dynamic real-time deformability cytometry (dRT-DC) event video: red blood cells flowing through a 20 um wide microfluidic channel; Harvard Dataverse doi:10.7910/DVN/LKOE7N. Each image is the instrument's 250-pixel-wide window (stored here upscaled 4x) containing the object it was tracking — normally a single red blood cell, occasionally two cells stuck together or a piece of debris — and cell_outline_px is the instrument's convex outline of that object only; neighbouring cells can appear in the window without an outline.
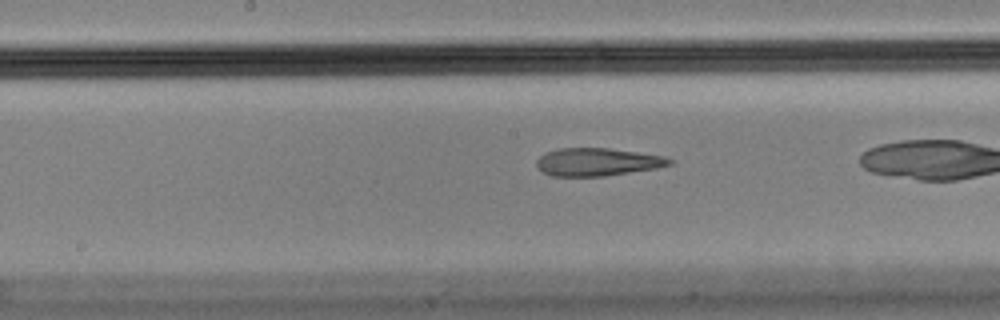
{"species": "Egyptian fruit bat (a non-hibernating species)", "species_latin": "Rousettus aegyptiacus", "temperature_condition": "cold", "stored_images_in_passage": 35, "camera_frame_rate_fps": 3000, "um_per_image_px": 0.085, "animal": {"sex": "male"}, "frame": {"image": 1, "passage_image": 22, "time_ms": 7.0, "image_size_px": [1000, 320], "cell_outline_px": [[676, 160], [672, 164], [656, 168], [604, 176], [552, 176], [544, 172], [536, 164], [536, 160], [540, 156], [548, 152], [560, 148], [608, 148], [664, 156]], "centroid_in_image_um": [50.81, 13.76], "position_along_channel_um": 197.4, "area_um2": 21.39}}